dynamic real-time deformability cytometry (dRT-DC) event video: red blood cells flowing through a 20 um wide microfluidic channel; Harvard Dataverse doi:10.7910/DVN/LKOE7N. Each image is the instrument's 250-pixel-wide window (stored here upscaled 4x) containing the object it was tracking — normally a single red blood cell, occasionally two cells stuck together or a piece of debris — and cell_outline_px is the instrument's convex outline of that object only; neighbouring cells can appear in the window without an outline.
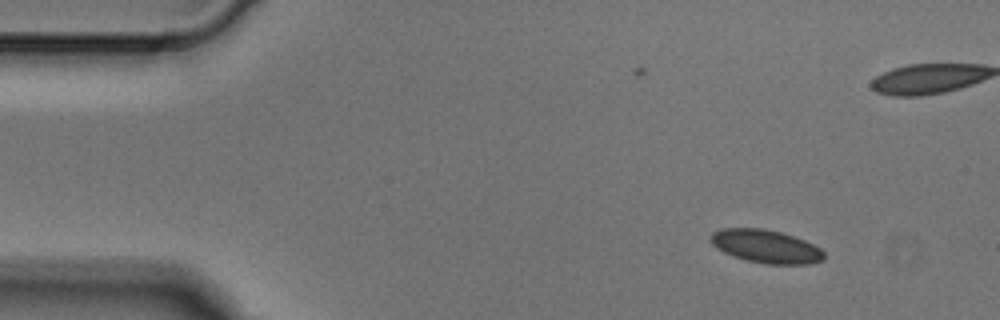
{"species": "Egyptian fruit bat (a non-hibernating species)", "species_latin": "Rousettus aegyptiacus", "temperature_condition": "cold", "stored_images_in_passage": 5, "camera_frame_rate_fps": 3000, "um_per_image_px": 0.085, "animal": {"sex": "male"}, "frame": {"image": 1, "passage_image": 1, "time_ms": 0.0, "image_size_px": [1000, 320], "cell_outline_px": [[824, 260], [808, 264], [768, 264], [748, 260], [732, 256], [716, 248], [712, 244], [712, 232], [720, 228], [764, 228], [780, 232], [804, 240], [820, 248], [824, 252]], "centroid_in_image_um": [65.1, 20.94], "position_along_channel_um": 19.9, "area_um2": 21.79}}
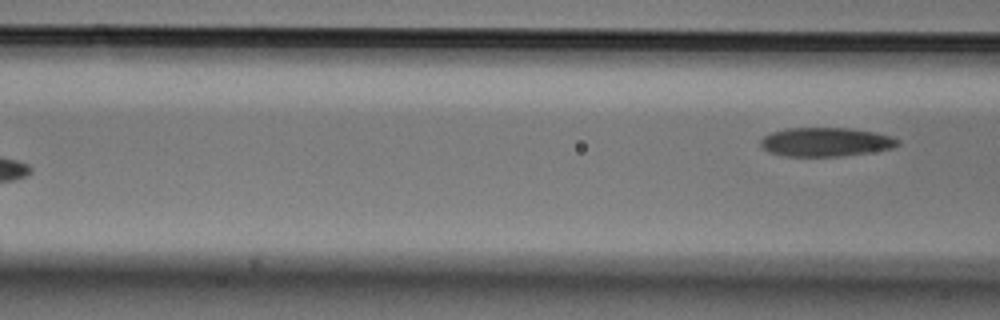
{"frame": {"image": 2, "passage_image": 5, "time_ms": 1.333, "image_size_px": [1000, 320], "cell_outline_px": [[900, 144], [892, 148], [844, 156], [784, 156], [768, 152], [760, 148], [760, 140], [764, 136], [772, 132], [788, 128], [852, 128], [872, 132], [888, 136], [900, 140]], "centroid_in_image_um": [70.13, 12.07], "position_along_channel_um": 96.5, "area_um2": 23.06}}